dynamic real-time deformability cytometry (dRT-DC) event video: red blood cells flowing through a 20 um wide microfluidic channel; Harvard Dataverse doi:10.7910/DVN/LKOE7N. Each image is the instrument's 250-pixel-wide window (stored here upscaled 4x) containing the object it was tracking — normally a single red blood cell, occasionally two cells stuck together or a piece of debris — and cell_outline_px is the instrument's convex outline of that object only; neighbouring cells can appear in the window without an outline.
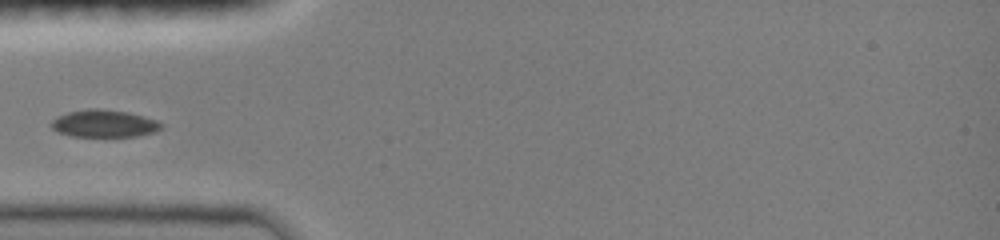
{"species": "common noctule bat (a hibernating species)", "species_latin": "Nyctalus noctula", "temperature_condition": "room temperature", "stored_images_in_passage": 7, "camera_frame_rate_fps": 3000, "um_per_image_px": 0.085, "animal": {"sex": "female", "body_mass_g": 19.0, "forearm_length_mm": 51.5}, "frame": {"image": 1, "passage_image": 6, "time_ms": 3.667, "image_size_px": [1000, 240], "cell_outline_px": [[164, 128], [156, 132], [136, 136], [72, 136], [60, 132], [52, 128], [52, 120], [56, 116], [68, 112], [88, 108], [96, 108], [128, 112], [156, 120], [164, 124]], "centroid_in_image_um": [8.89, 10.49], "position_along_channel_um": 76.1, "area_um2": 17.51}}
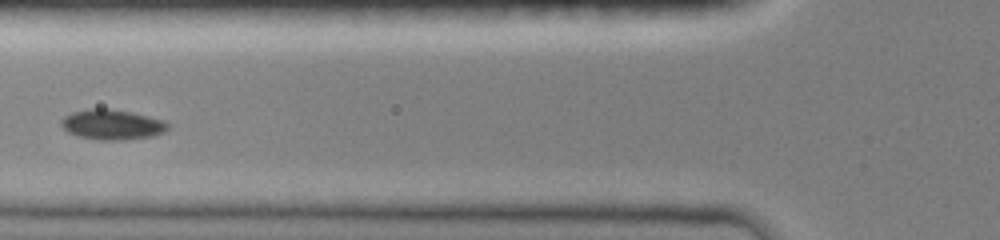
{"frame": {"image": 2, "passage_image": 7, "time_ms": 4.667, "image_size_px": [1000, 240], "cell_outline_px": [[168, 128], [164, 132], [152, 136], [124, 140], [100, 140], [80, 136], [68, 132], [60, 124], [60, 120], [64, 116], [72, 112], [88, 108], [108, 108], [132, 112], [164, 120], [168, 124]], "centroid_in_image_um": [9.52, 10.58], "position_along_channel_um": 116.3, "area_um2": 18.79}}